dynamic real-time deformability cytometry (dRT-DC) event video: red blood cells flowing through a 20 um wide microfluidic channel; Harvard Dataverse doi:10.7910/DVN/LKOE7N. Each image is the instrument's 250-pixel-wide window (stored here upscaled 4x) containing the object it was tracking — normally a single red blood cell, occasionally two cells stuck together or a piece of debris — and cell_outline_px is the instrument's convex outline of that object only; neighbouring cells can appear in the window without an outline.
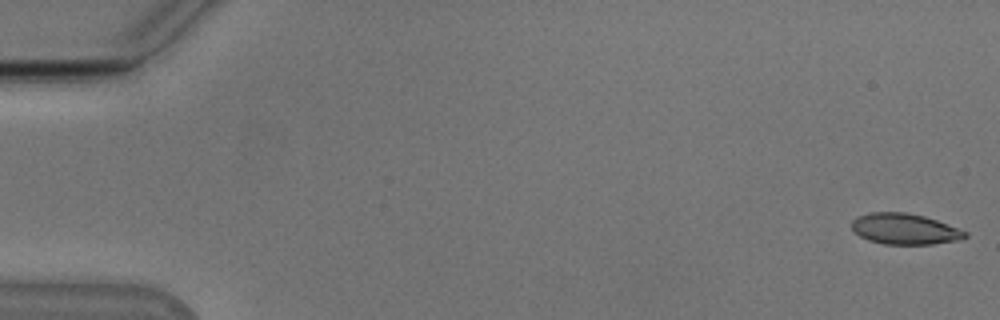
{"species": "Egyptian fruit bat (a non-hibernating species)", "species_latin": "Rousettus aegyptiacus", "temperature_condition": "cold", "stored_images_in_passage": 53, "camera_frame_rate_fps": 3000, "um_per_image_px": 0.085, "animal": {"sex": "male"}, "frame": {"image": 1, "passage_image": 1, "time_ms": 0.0, "image_size_px": [1000, 320], "cell_outline_px": [[968, 236], [956, 240], [932, 244], [884, 244], [868, 240], [860, 236], [852, 228], [852, 220], [856, 216], [868, 212], [904, 212], [924, 216], [948, 224], [968, 232]], "centroid_in_image_um": [76.88, 19.45], "position_along_channel_um": 8.1, "area_um2": 20.35}}
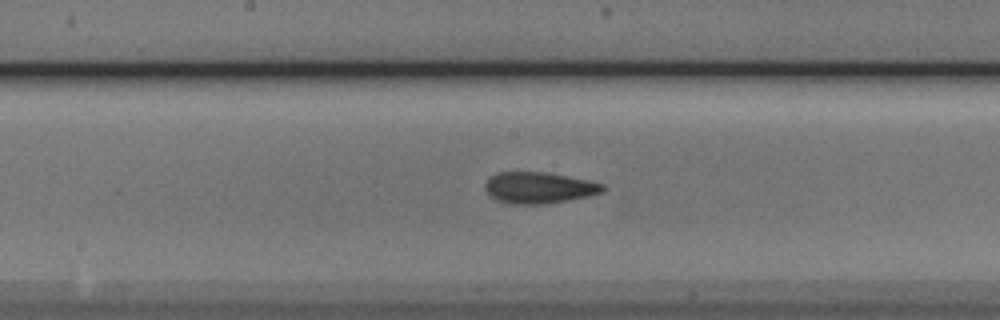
{"frame": {"image": 2, "passage_image": 28, "time_ms": 9.0, "image_size_px": [1000, 320], "cell_outline_px": [[608, 188], [604, 192], [588, 196], [568, 200], [544, 204], [508, 204], [496, 200], [488, 196], [484, 188], [484, 184], [488, 176], [496, 172], [548, 172], [588, 180], [604, 184]], "centroid_in_image_um": [45.78, 15.95], "position_along_channel_um": 202.4, "area_um2": 21.96}}
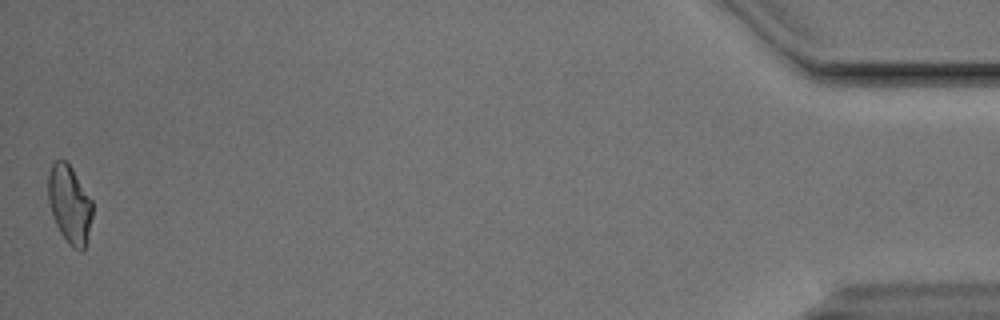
{"frame": {"image": 3, "passage_image": 53, "time_ms": 17.333, "image_size_px": [1000, 320], "cell_outline_px": [[92, 216], [88, 236], [84, 252], [80, 252], [72, 248], [68, 244], [60, 232], [52, 216], [48, 200], [48, 172], [52, 164], [56, 160], [64, 160], [72, 168], [92, 200]], "centroid_in_image_um": [5.91, 17.41], "position_along_channel_um": 429.3, "area_um2": 20.29}, "authors_computed_cell_mechanics": {"area_um2": 20.8658, "velocity_mm_per_s": 3.847, "shape_relaxation_time_tau1_ms": 5.303, "shape_relaxation_time_tau2_ms": 2.0739, "deformation_change_tau1": 0.1288, "deformation_change_tau2": 0.0753}}